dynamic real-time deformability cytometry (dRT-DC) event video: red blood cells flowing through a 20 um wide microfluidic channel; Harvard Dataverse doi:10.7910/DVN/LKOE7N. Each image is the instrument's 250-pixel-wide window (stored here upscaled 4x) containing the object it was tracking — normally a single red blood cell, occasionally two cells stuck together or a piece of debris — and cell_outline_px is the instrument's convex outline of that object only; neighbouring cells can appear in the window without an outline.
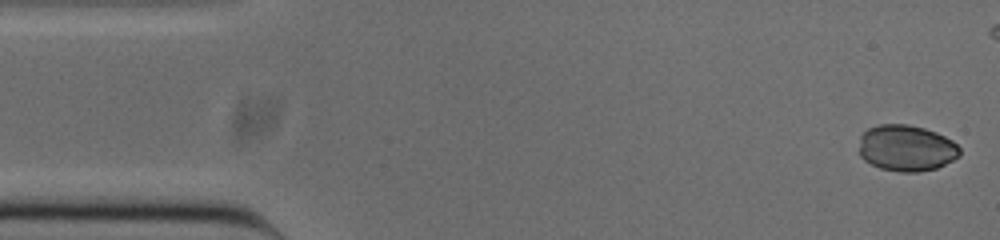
{"species": "common noctule bat (a hibernating species)", "species_latin": "Nyctalus noctula", "temperature_condition": "cold", "stored_images_in_passage": 44, "camera_frame_rate_fps": 3000, "um_per_image_px": 0.085, "animal": {"sex": "male", "body_mass_g": 20.0, "forearm_length_mm": 53.3}, "frame": {"image": 1, "passage_image": 1, "time_ms": 0.0, "image_size_px": [1000, 240], "cell_outline_px": [[960, 156], [936, 168], [920, 172], [900, 172], [880, 168], [864, 160], [860, 156], [860, 136], [868, 128], [880, 124], [908, 124], [924, 128], [936, 132], [952, 140], [960, 148]], "centroid_in_image_um": [77.04, 12.58], "position_along_channel_um": 8.0, "area_um2": 27.17}}
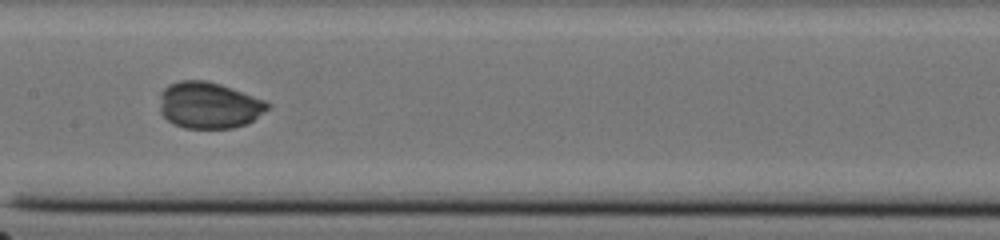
{"frame": {"image": 2, "passage_image": 24, "time_ms": 7.667, "image_size_px": [1000, 240], "cell_outline_px": [[272, 104], [268, 108], [248, 124], [232, 128], [184, 128], [172, 124], [160, 112], [160, 92], [168, 84], [180, 80], [208, 80], [232, 88], [264, 100]], "centroid_in_image_um": [17.73, 8.94], "position_along_channel_um": 189.7, "area_um2": 29.36}}
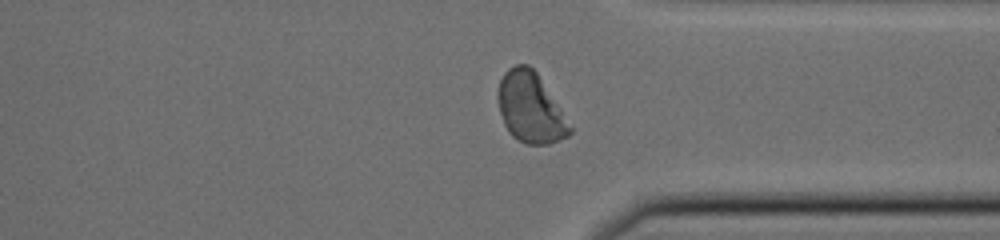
{"frame": {"image": 3, "passage_image": 38, "time_ms": 12.333, "image_size_px": [1000, 240], "cell_outline_px": [[572, 132], [568, 136], [548, 144], [524, 144], [512, 136], [508, 132], [504, 124], [496, 100], [496, 92], [500, 80], [504, 72], [508, 68], [516, 64], [528, 64], [536, 72], [572, 128]], "centroid_in_image_um": [45.03, 9.16], "position_along_channel_um": 366.4, "area_um2": 29.25}, "authors_computed_cell_mechanics": {"area_um2": 28.8133, "velocity_mm_per_s": 3.8471, "shape_relaxation_time_tau1_ms": 3.8696, "shape_relaxation_time_tau2_ms": null, "deformation_change_tau1": 0.1486, "deformation_change_tau2": null}}